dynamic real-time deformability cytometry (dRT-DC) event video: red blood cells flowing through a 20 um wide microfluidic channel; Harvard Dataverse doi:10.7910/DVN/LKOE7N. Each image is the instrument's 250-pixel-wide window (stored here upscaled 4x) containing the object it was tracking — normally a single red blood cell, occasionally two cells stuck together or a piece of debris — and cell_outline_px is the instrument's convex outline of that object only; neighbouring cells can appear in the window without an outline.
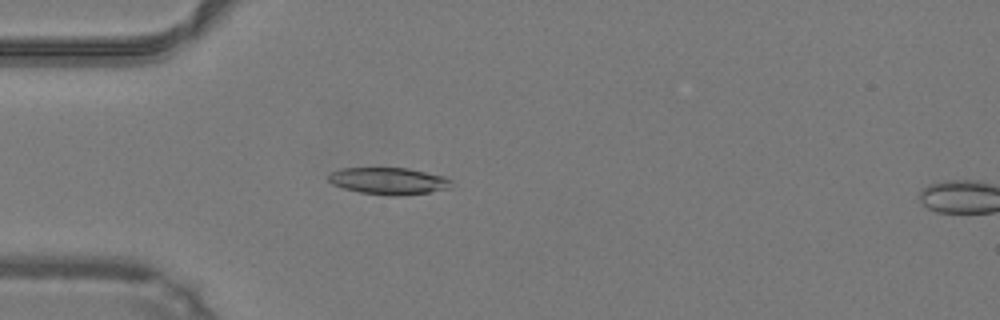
{"species": "common noctule bat (a hibernating species)", "species_latin": "Nyctalus noctula", "temperature_condition": "warm", "stored_images_in_passage": 37, "camera_frame_rate_fps": 3000, "um_per_image_px": 0.085, "animal": {"sex": "male", "body_mass_g": 19.2, "forearm_length_mm": 51.8}, "frame": {"image": 1, "passage_image": 3, "time_ms": 0.667, "image_size_px": [1000, 320], "cell_outline_px": [[452, 188], [428, 192], [400, 196], [388, 196], [360, 192], [344, 188], [332, 184], [328, 180], [328, 176], [332, 172], [340, 168], [408, 168], [448, 176], [452, 180]], "centroid_in_image_um": [33.1, 15.38], "position_along_channel_um": 51.9, "area_um2": 19.54}}
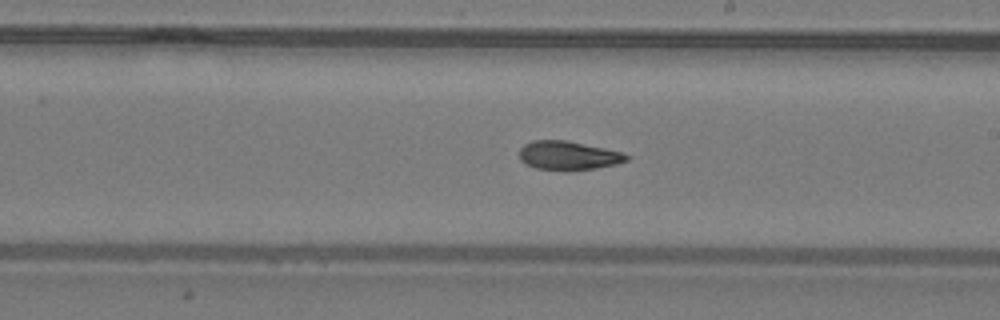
{"frame": {"image": 2, "passage_image": 17, "time_ms": 5.333, "image_size_px": [1000, 320], "cell_outline_px": [[632, 156], [628, 160], [616, 164], [596, 168], [536, 168], [524, 164], [520, 160], [520, 148], [524, 144], [532, 140], [564, 140], [624, 152]], "centroid_in_image_um": [48.32, 13.18], "position_along_channel_um": 240.7, "area_um2": 17.51}}
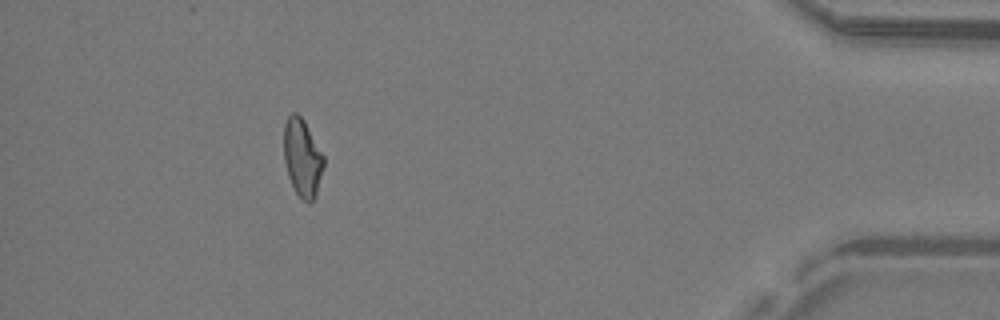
{"frame": {"image": 3, "passage_image": 33, "time_ms": 10.667, "image_size_px": [1000, 320], "cell_outline_px": [[324, 168], [316, 196], [308, 204], [296, 192], [288, 176], [284, 160], [284, 124], [288, 116], [292, 112], [296, 112], [304, 120], [324, 156]], "centroid_in_image_um": [25.71, 13.4], "position_along_channel_um": 409.5, "area_um2": 18.09}, "authors_computed_cell_mechanics": {"area_um2": 18.207, "velocity_mm_per_s": 4.2517, "shape_relaxation_time_tau1_ms": null, "shape_relaxation_time_tau2_ms": 2.5009, "deformation_change_tau1": null, "deformation_change_tau2": 0.09}}